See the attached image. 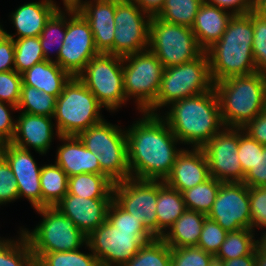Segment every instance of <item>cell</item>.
<instances>
[{"label":"cell","instance_id":"1","mask_svg":"<svg viewBox=\"0 0 266 266\" xmlns=\"http://www.w3.org/2000/svg\"><path fill=\"white\" fill-rule=\"evenodd\" d=\"M141 114L142 118L126 129L131 178L165 181L183 150L176 147L181 142L160 114Z\"/></svg>","mask_w":266,"mask_h":266},{"label":"cell","instance_id":"2","mask_svg":"<svg viewBox=\"0 0 266 266\" xmlns=\"http://www.w3.org/2000/svg\"><path fill=\"white\" fill-rule=\"evenodd\" d=\"M167 108L161 117L181 144L191 148H202L225 127L215 89L175 101Z\"/></svg>","mask_w":266,"mask_h":266},{"label":"cell","instance_id":"3","mask_svg":"<svg viewBox=\"0 0 266 266\" xmlns=\"http://www.w3.org/2000/svg\"><path fill=\"white\" fill-rule=\"evenodd\" d=\"M253 11L233 15L223 36L207 53L213 82L257 72L252 53Z\"/></svg>","mask_w":266,"mask_h":266},{"label":"cell","instance_id":"4","mask_svg":"<svg viewBox=\"0 0 266 266\" xmlns=\"http://www.w3.org/2000/svg\"><path fill=\"white\" fill-rule=\"evenodd\" d=\"M225 127L243 128L266 107V74L230 77L214 83Z\"/></svg>","mask_w":266,"mask_h":266},{"label":"cell","instance_id":"5","mask_svg":"<svg viewBox=\"0 0 266 266\" xmlns=\"http://www.w3.org/2000/svg\"><path fill=\"white\" fill-rule=\"evenodd\" d=\"M102 107L85 84L72 76L56 99L53 120L60 136H78L103 121Z\"/></svg>","mask_w":266,"mask_h":266},{"label":"cell","instance_id":"6","mask_svg":"<svg viewBox=\"0 0 266 266\" xmlns=\"http://www.w3.org/2000/svg\"><path fill=\"white\" fill-rule=\"evenodd\" d=\"M42 221L29 231L20 228L28 241L36 261L48 252H66L80 249L87 244V237L55 206L35 209Z\"/></svg>","mask_w":266,"mask_h":266},{"label":"cell","instance_id":"7","mask_svg":"<svg viewBox=\"0 0 266 266\" xmlns=\"http://www.w3.org/2000/svg\"><path fill=\"white\" fill-rule=\"evenodd\" d=\"M214 89L207 53L193 61L164 68L156 101L146 111H158L171 103Z\"/></svg>","mask_w":266,"mask_h":266},{"label":"cell","instance_id":"8","mask_svg":"<svg viewBox=\"0 0 266 266\" xmlns=\"http://www.w3.org/2000/svg\"><path fill=\"white\" fill-rule=\"evenodd\" d=\"M78 138L97 155L100 174L117 183L131 177L127 157L126 130L105 119L82 131Z\"/></svg>","mask_w":266,"mask_h":266},{"label":"cell","instance_id":"9","mask_svg":"<svg viewBox=\"0 0 266 266\" xmlns=\"http://www.w3.org/2000/svg\"><path fill=\"white\" fill-rule=\"evenodd\" d=\"M155 237L147 229L116 228L107 220L88 237V251L101 266H124L140 248Z\"/></svg>","mask_w":266,"mask_h":266},{"label":"cell","instance_id":"10","mask_svg":"<svg viewBox=\"0 0 266 266\" xmlns=\"http://www.w3.org/2000/svg\"><path fill=\"white\" fill-rule=\"evenodd\" d=\"M148 49L164 68L193 61L205 52L192 28L169 23L156 16L150 20Z\"/></svg>","mask_w":266,"mask_h":266},{"label":"cell","instance_id":"11","mask_svg":"<svg viewBox=\"0 0 266 266\" xmlns=\"http://www.w3.org/2000/svg\"><path fill=\"white\" fill-rule=\"evenodd\" d=\"M107 111L127 104L123 81V57L99 53L77 76Z\"/></svg>","mask_w":266,"mask_h":266},{"label":"cell","instance_id":"12","mask_svg":"<svg viewBox=\"0 0 266 266\" xmlns=\"http://www.w3.org/2000/svg\"><path fill=\"white\" fill-rule=\"evenodd\" d=\"M163 71L164 66L149 49L123 57L125 96L127 101L136 99L139 112H146L156 101Z\"/></svg>","mask_w":266,"mask_h":266},{"label":"cell","instance_id":"13","mask_svg":"<svg viewBox=\"0 0 266 266\" xmlns=\"http://www.w3.org/2000/svg\"><path fill=\"white\" fill-rule=\"evenodd\" d=\"M97 54L89 23L74 6H66V34L58 54V65L71 76H78Z\"/></svg>","mask_w":266,"mask_h":266},{"label":"cell","instance_id":"14","mask_svg":"<svg viewBox=\"0 0 266 266\" xmlns=\"http://www.w3.org/2000/svg\"><path fill=\"white\" fill-rule=\"evenodd\" d=\"M150 20L132 0H116L113 55L124 57L147 50Z\"/></svg>","mask_w":266,"mask_h":266},{"label":"cell","instance_id":"15","mask_svg":"<svg viewBox=\"0 0 266 266\" xmlns=\"http://www.w3.org/2000/svg\"><path fill=\"white\" fill-rule=\"evenodd\" d=\"M113 199L128 213L139 219L158 238L157 180L129 178L114 183Z\"/></svg>","mask_w":266,"mask_h":266},{"label":"cell","instance_id":"16","mask_svg":"<svg viewBox=\"0 0 266 266\" xmlns=\"http://www.w3.org/2000/svg\"><path fill=\"white\" fill-rule=\"evenodd\" d=\"M238 146L239 128L224 127L202 147L211 177L221 182L244 181Z\"/></svg>","mask_w":266,"mask_h":266},{"label":"cell","instance_id":"17","mask_svg":"<svg viewBox=\"0 0 266 266\" xmlns=\"http://www.w3.org/2000/svg\"><path fill=\"white\" fill-rule=\"evenodd\" d=\"M207 217L227 232L250 229L249 187L243 182H222Z\"/></svg>","mask_w":266,"mask_h":266},{"label":"cell","instance_id":"18","mask_svg":"<svg viewBox=\"0 0 266 266\" xmlns=\"http://www.w3.org/2000/svg\"><path fill=\"white\" fill-rule=\"evenodd\" d=\"M2 156L9 163L18 187L19 199L27 198L33 209L42 207V192L38 166L30 150L5 143Z\"/></svg>","mask_w":266,"mask_h":266},{"label":"cell","instance_id":"19","mask_svg":"<svg viewBox=\"0 0 266 266\" xmlns=\"http://www.w3.org/2000/svg\"><path fill=\"white\" fill-rule=\"evenodd\" d=\"M74 7L89 23L97 51L113 54L116 0H81Z\"/></svg>","mask_w":266,"mask_h":266},{"label":"cell","instance_id":"20","mask_svg":"<svg viewBox=\"0 0 266 266\" xmlns=\"http://www.w3.org/2000/svg\"><path fill=\"white\" fill-rule=\"evenodd\" d=\"M19 114L16 118L15 134L10 143L25 150L34 148L35 152L45 155L52 145L54 135L57 138L60 136L55 123L53 124V117L24 112Z\"/></svg>","mask_w":266,"mask_h":266},{"label":"cell","instance_id":"21","mask_svg":"<svg viewBox=\"0 0 266 266\" xmlns=\"http://www.w3.org/2000/svg\"><path fill=\"white\" fill-rule=\"evenodd\" d=\"M113 199L82 198L66 194L56 205L76 227L88 237L107 220L108 207Z\"/></svg>","mask_w":266,"mask_h":266},{"label":"cell","instance_id":"22","mask_svg":"<svg viewBox=\"0 0 266 266\" xmlns=\"http://www.w3.org/2000/svg\"><path fill=\"white\" fill-rule=\"evenodd\" d=\"M210 177L206 155L202 148L184 149L176 157L172 172L165 183L181 193Z\"/></svg>","mask_w":266,"mask_h":266},{"label":"cell","instance_id":"23","mask_svg":"<svg viewBox=\"0 0 266 266\" xmlns=\"http://www.w3.org/2000/svg\"><path fill=\"white\" fill-rule=\"evenodd\" d=\"M58 8L59 6L53 0L24 3L10 14V21L17 32L9 34L4 28L2 32L12 39L39 37L45 23Z\"/></svg>","mask_w":266,"mask_h":266},{"label":"cell","instance_id":"24","mask_svg":"<svg viewBox=\"0 0 266 266\" xmlns=\"http://www.w3.org/2000/svg\"><path fill=\"white\" fill-rule=\"evenodd\" d=\"M62 146L57 148L55 164L68 177L82 174H100V164L97 155L88 150L78 136H59Z\"/></svg>","mask_w":266,"mask_h":266},{"label":"cell","instance_id":"25","mask_svg":"<svg viewBox=\"0 0 266 266\" xmlns=\"http://www.w3.org/2000/svg\"><path fill=\"white\" fill-rule=\"evenodd\" d=\"M206 1L202 3L195 16L192 31L200 47L206 51L224 34L233 14Z\"/></svg>","mask_w":266,"mask_h":266},{"label":"cell","instance_id":"26","mask_svg":"<svg viewBox=\"0 0 266 266\" xmlns=\"http://www.w3.org/2000/svg\"><path fill=\"white\" fill-rule=\"evenodd\" d=\"M22 85H29L56 98L62 93L64 85L72 77L56 62L44 60L35 64L22 74Z\"/></svg>","mask_w":266,"mask_h":266},{"label":"cell","instance_id":"27","mask_svg":"<svg viewBox=\"0 0 266 266\" xmlns=\"http://www.w3.org/2000/svg\"><path fill=\"white\" fill-rule=\"evenodd\" d=\"M207 215L186 209L161 239L170 247L197 246Z\"/></svg>","mask_w":266,"mask_h":266},{"label":"cell","instance_id":"28","mask_svg":"<svg viewBox=\"0 0 266 266\" xmlns=\"http://www.w3.org/2000/svg\"><path fill=\"white\" fill-rule=\"evenodd\" d=\"M185 210L182 193L169 187L164 181L157 180L158 238L168 231Z\"/></svg>","mask_w":266,"mask_h":266},{"label":"cell","instance_id":"29","mask_svg":"<svg viewBox=\"0 0 266 266\" xmlns=\"http://www.w3.org/2000/svg\"><path fill=\"white\" fill-rule=\"evenodd\" d=\"M112 182L106 175L82 173L69 177L68 194L82 198L113 199Z\"/></svg>","mask_w":266,"mask_h":266},{"label":"cell","instance_id":"30","mask_svg":"<svg viewBox=\"0 0 266 266\" xmlns=\"http://www.w3.org/2000/svg\"><path fill=\"white\" fill-rule=\"evenodd\" d=\"M68 179V175L55 163L42 165L40 173L42 207L55 206L67 194Z\"/></svg>","mask_w":266,"mask_h":266},{"label":"cell","instance_id":"31","mask_svg":"<svg viewBox=\"0 0 266 266\" xmlns=\"http://www.w3.org/2000/svg\"><path fill=\"white\" fill-rule=\"evenodd\" d=\"M63 8H65V11L62 10L61 7H59L51 15V17L45 23V27L39 36L45 60L50 62H56L57 64L58 54L60 52L66 34V6H64ZM52 48L56 52L55 60L50 57L51 51L49 50Z\"/></svg>","mask_w":266,"mask_h":266},{"label":"cell","instance_id":"32","mask_svg":"<svg viewBox=\"0 0 266 266\" xmlns=\"http://www.w3.org/2000/svg\"><path fill=\"white\" fill-rule=\"evenodd\" d=\"M221 181L209 177L205 182L182 192L186 209L208 215L216 200Z\"/></svg>","mask_w":266,"mask_h":266},{"label":"cell","instance_id":"33","mask_svg":"<svg viewBox=\"0 0 266 266\" xmlns=\"http://www.w3.org/2000/svg\"><path fill=\"white\" fill-rule=\"evenodd\" d=\"M14 239L0 237V266H36V259L23 232Z\"/></svg>","mask_w":266,"mask_h":266},{"label":"cell","instance_id":"34","mask_svg":"<svg viewBox=\"0 0 266 266\" xmlns=\"http://www.w3.org/2000/svg\"><path fill=\"white\" fill-rule=\"evenodd\" d=\"M254 232L251 229L228 232L215 258L218 260H230L250 255L256 248Z\"/></svg>","mask_w":266,"mask_h":266},{"label":"cell","instance_id":"35","mask_svg":"<svg viewBox=\"0 0 266 266\" xmlns=\"http://www.w3.org/2000/svg\"><path fill=\"white\" fill-rule=\"evenodd\" d=\"M205 0H165L156 15L161 20L192 28L195 16Z\"/></svg>","mask_w":266,"mask_h":266},{"label":"cell","instance_id":"36","mask_svg":"<svg viewBox=\"0 0 266 266\" xmlns=\"http://www.w3.org/2000/svg\"><path fill=\"white\" fill-rule=\"evenodd\" d=\"M56 97L29 85H22L20 101L17 105L21 112L53 117Z\"/></svg>","mask_w":266,"mask_h":266},{"label":"cell","instance_id":"37","mask_svg":"<svg viewBox=\"0 0 266 266\" xmlns=\"http://www.w3.org/2000/svg\"><path fill=\"white\" fill-rule=\"evenodd\" d=\"M124 266H171V248L161 239L145 243Z\"/></svg>","mask_w":266,"mask_h":266},{"label":"cell","instance_id":"38","mask_svg":"<svg viewBox=\"0 0 266 266\" xmlns=\"http://www.w3.org/2000/svg\"><path fill=\"white\" fill-rule=\"evenodd\" d=\"M15 47V71L22 74L35 64L45 60L39 37L13 39Z\"/></svg>","mask_w":266,"mask_h":266},{"label":"cell","instance_id":"39","mask_svg":"<svg viewBox=\"0 0 266 266\" xmlns=\"http://www.w3.org/2000/svg\"><path fill=\"white\" fill-rule=\"evenodd\" d=\"M79 250L44 253L36 266H101L92 251L86 254Z\"/></svg>","mask_w":266,"mask_h":266},{"label":"cell","instance_id":"40","mask_svg":"<svg viewBox=\"0 0 266 266\" xmlns=\"http://www.w3.org/2000/svg\"><path fill=\"white\" fill-rule=\"evenodd\" d=\"M214 258L196 246L171 248V266H209Z\"/></svg>","mask_w":266,"mask_h":266},{"label":"cell","instance_id":"41","mask_svg":"<svg viewBox=\"0 0 266 266\" xmlns=\"http://www.w3.org/2000/svg\"><path fill=\"white\" fill-rule=\"evenodd\" d=\"M253 43L252 53L256 70L266 74V18L253 11Z\"/></svg>","mask_w":266,"mask_h":266},{"label":"cell","instance_id":"42","mask_svg":"<svg viewBox=\"0 0 266 266\" xmlns=\"http://www.w3.org/2000/svg\"><path fill=\"white\" fill-rule=\"evenodd\" d=\"M227 233L216 221L206 217L196 247L215 256L225 241Z\"/></svg>","mask_w":266,"mask_h":266},{"label":"cell","instance_id":"43","mask_svg":"<svg viewBox=\"0 0 266 266\" xmlns=\"http://www.w3.org/2000/svg\"><path fill=\"white\" fill-rule=\"evenodd\" d=\"M249 203L251 211L250 229H266V186L249 187Z\"/></svg>","mask_w":266,"mask_h":266},{"label":"cell","instance_id":"44","mask_svg":"<svg viewBox=\"0 0 266 266\" xmlns=\"http://www.w3.org/2000/svg\"><path fill=\"white\" fill-rule=\"evenodd\" d=\"M22 84V75L15 70L0 72V101L17 107Z\"/></svg>","mask_w":266,"mask_h":266},{"label":"cell","instance_id":"45","mask_svg":"<svg viewBox=\"0 0 266 266\" xmlns=\"http://www.w3.org/2000/svg\"><path fill=\"white\" fill-rule=\"evenodd\" d=\"M259 149H263V145L252 139L243 128H239V146L238 158L244 175L254 167L258 160Z\"/></svg>","mask_w":266,"mask_h":266},{"label":"cell","instance_id":"46","mask_svg":"<svg viewBox=\"0 0 266 266\" xmlns=\"http://www.w3.org/2000/svg\"><path fill=\"white\" fill-rule=\"evenodd\" d=\"M19 199L14 174L6 159L0 157V206Z\"/></svg>","mask_w":266,"mask_h":266},{"label":"cell","instance_id":"47","mask_svg":"<svg viewBox=\"0 0 266 266\" xmlns=\"http://www.w3.org/2000/svg\"><path fill=\"white\" fill-rule=\"evenodd\" d=\"M107 221L116 228L146 229L139 219L124 210L114 199L108 207Z\"/></svg>","mask_w":266,"mask_h":266},{"label":"cell","instance_id":"48","mask_svg":"<svg viewBox=\"0 0 266 266\" xmlns=\"http://www.w3.org/2000/svg\"><path fill=\"white\" fill-rule=\"evenodd\" d=\"M244 184L248 187L266 186V145L259 149L258 160L244 177Z\"/></svg>","mask_w":266,"mask_h":266},{"label":"cell","instance_id":"49","mask_svg":"<svg viewBox=\"0 0 266 266\" xmlns=\"http://www.w3.org/2000/svg\"><path fill=\"white\" fill-rule=\"evenodd\" d=\"M17 111V107L0 101V138L5 143H10L14 137L16 120L11 116V111Z\"/></svg>","mask_w":266,"mask_h":266},{"label":"cell","instance_id":"50","mask_svg":"<svg viewBox=\"0 0 266 266\" xmlns=\"http://www.w3.org/2000/svg\"><path fill=\"white\" fill-rule=\"evenodd\" d=\"M15 47L14 40L0 33V72L15 70L14 65Z\"/></svg>","mask_w":266,"mask_h":266},{"label":"cell","instance_id":"51","mask_svg":"<svg viewBox=\"0 0 266 266\" xmlns=\"http://www.w3.org/2000/svg\"><path fill=\"white\" fill-rule=\"evenodd\" d=\"M208 4L224 9L233 15L248 14L253 11V0H205Z\"/></svg>","mask_w":266,"mask_h":266},{"label":"cell","instance_id":"52","mask_svg":"<svg viewBox=\"0 0 266 266\" xmlns=\"http://www.w3.org/2000/svg\"><path fill=\"white\" fill-rule=\"evenodd\" d=\"M243 130L258 143L266 145V107L260 114L243 127Z\"/></svg>","mask_w":266,"mask_h":266},{"label":"cell","instance_id":"53","mask_svg":"<svg viewBox=\"0 0 266 266\" xmlns=\"http://www.w3.org/2000/svg\"><path fill=\"white\" fill-rule=\"evenodd\" d=\"M140 9L150 15L156 16L162 9L165 0H132Z\"/></svg>","mask_w":266,"mask_h":266},{"label":"cell","instance_id":"54","mask_svg":"<svg viewBox=\"0 0 266 266\" xmlns=\"http://www.w3.org/2000/svg\"><path fill=\"white\" fill-rule=\"evenodd\" d=\"M222 266H255V250L250 254L240 258L221 260Z\"/></svg>","mask_w":266,"mask_h":266},{"label":"cell","instance_id":"55","mask_svg":"<svg viewBox=\"0 0 266 266\" xmlns=\"http://www.w3.org/2000/svg\"><path fill=\"white\" fill-rule=\"evenodd\" d=\"M253 11L266 18V0H253Z\"/></svg>","mask_w":266,"mask_h":266},{"label":"cell","instance_id":"56","mask_svg":"<svg viewBox=\"0 0 266 266\" xmlns=\"http://www.w3.org/2000/svg\"><path fill=\"white\" fill-rule=\"evenodd\" d=\"M255 243L256 249L266 255V231L262 232L260 239L255 240Z\"/></svg>","mask_w":266,"mask_h":266},{"label":"cell","instance_id":"57","mask_svg":"<svg viewBox=\"0 0 266 266\" xmlns=\"http://www.w3.org/2000/svg\"><path fill=\"white\" fill-rule=\"evenodd\" d=\"M255 266H266V255L255 248Z\"/></svg>","mask_w":266,"mask_h":266},{"label":"cell","instance_id":"58","mask_svg":"<svg viewBox=\"0 0 266 266\" xmlns=\"http://www.w3.org/2000/svg\"><path fill=\"white\" fill-rule=\"evenodd\" d=\"M81 0H63L64 6H75Z\"/></svg>","mask_w":266,"mask_h":266},{"label":"cell","instance_id":"59","mask_svg":"<svg viewBox=\"0 0 266 266\" xmlns=\"http://www.w3.org/2000/svg\"><path fill=\"white\" fill-rule=\"evenodd\" d=\"M209 266H222L221 260L214 258Z\"/></svg>","mask_w":266,"mask_h":266},{"label":"cell","instance_id":"60","mask_svg":"<svg viewBox=\"0 0 266 266\" xmlns=\"http://www.w3.org/2000/svg\"><path fill=\"white\" fill-rule=\"evenodd\" d=\"M4 145L5 142L0 138V157L2 156Z\"/></svg>","mask_w":266,"mask_h":266},{"label":"cell","instance_id":"61","mask_svg":"<svg viewBox=\"0 0 266 266\" xmlns=\"http://www.w3.org/2000/svg\"><path fill=\"white\" fill-rule=\"evenodd\" d=\"M2 28H3V26H2L1 23H0V33L2 32Z\"/></svg>","mask_w":266,"mask_h":266}]
</instances>
